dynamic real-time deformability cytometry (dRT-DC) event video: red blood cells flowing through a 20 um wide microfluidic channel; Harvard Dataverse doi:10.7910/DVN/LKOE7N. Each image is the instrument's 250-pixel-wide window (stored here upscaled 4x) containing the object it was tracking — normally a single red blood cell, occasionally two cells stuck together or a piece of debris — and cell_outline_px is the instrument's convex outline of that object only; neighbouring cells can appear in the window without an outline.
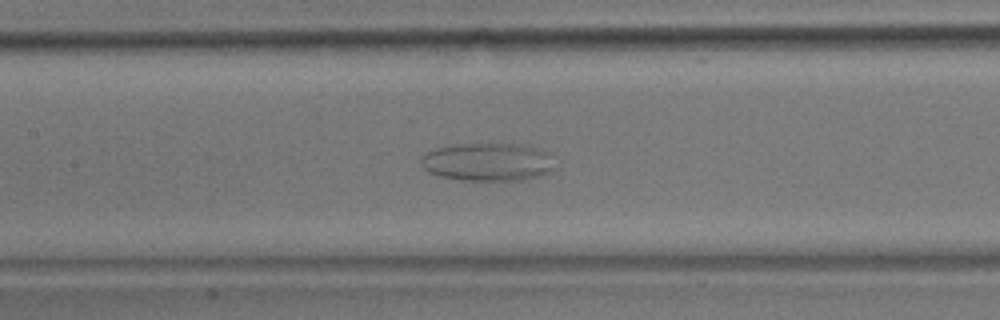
{"species": "common noctule bat (a hibernating species)", "species_latin": "Nyctalus noctula", "temperature_condition": "room temperature", "stored_images_in_passage": 51, "camera_frame_rate_fps": 3000, "um_per_image_px": 0.085, "animal": {"sex": "male", "body_mass_g": 17.9}, "frame": {"image": 1, "passage_image": 27, "time_ms": 8.667, "image_size_px": [1000, 320], "cell_outline_px": [[560, 168], [552, 172], [540, 176], [524, 180], [464, 180], [440, 176], [428, 172], [420, 164], [420, 156], [436, 148], [456, 144], [524, 144], [548, 152], [556, 156]], "centroid_in_image_um": [41.59, 13.77], "position_along_channel_um": 165.8, "area_um2": 30.52}}
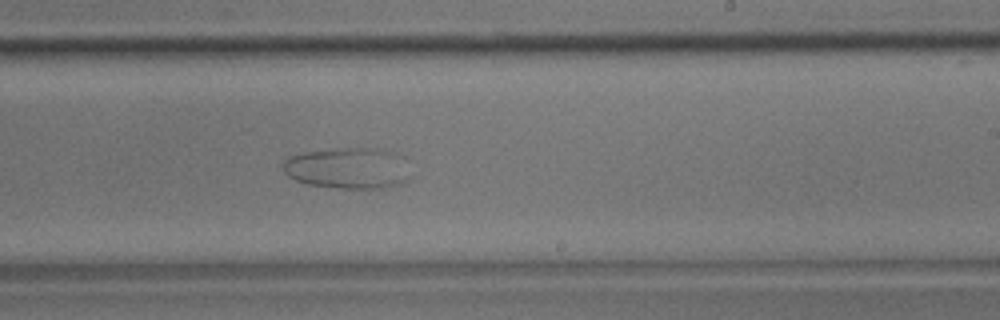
{"frame": {"image": 2, "passage_image": 35, "time_ms": 11.333, "image_size_px": [1000, 320], "cell_outline_px": [[408, 180], [400, 184], [380, 188], [336, 188], [308, 184], [296, 180], [288, 176], [284, 172], [280, 164], [288, 156], [304, 152], [336, 148], [384, 148], [396, 152], [408, 176]], "centroid_in_image_um": [29.48, 14.28], "position_along_channel_um": 259.5, "area_um2": 30.46}}